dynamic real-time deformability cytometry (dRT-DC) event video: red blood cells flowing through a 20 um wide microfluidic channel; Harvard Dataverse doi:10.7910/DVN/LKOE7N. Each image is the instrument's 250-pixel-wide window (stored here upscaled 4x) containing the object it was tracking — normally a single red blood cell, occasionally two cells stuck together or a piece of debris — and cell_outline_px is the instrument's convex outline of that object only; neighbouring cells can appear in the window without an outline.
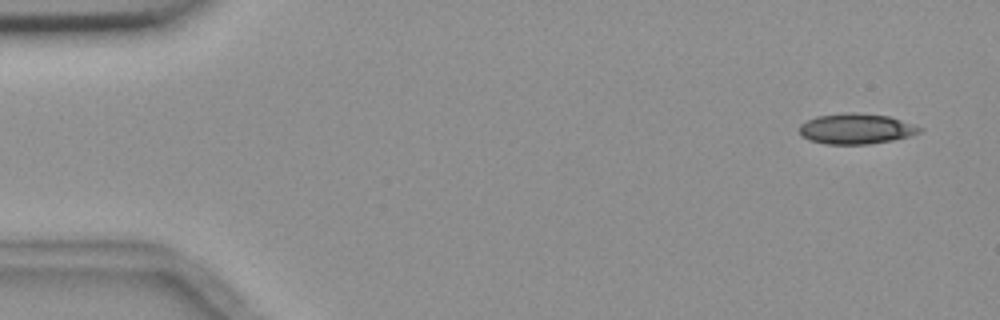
{"species": "common noctule bat (a hibernating species)", "species_latin": "Nyctalus noctula", "temperature_condition": "room temperature", "stored_images_in_passage": 6, "camera_frame_rate_fps": 3000, "um_per_image_px": 0.085, "animal": {"sex": "female", "body_mass_g": 18.4}, "frame": {"image": 1, "passage_image": 1, "time_ms": 0.0, "image_size_px": [1000, 320], "cell_outline_px": [[924, 128], [920, 132], [908, 136], [892, 140], [868, 144], [824, 144], [808, 140], [800, 136], [800, 124], [816, 116], [844, 112], [856, 112], [888, 116]], "centroid_in_image_um": [72.72, 10.94], "position_along_channel_um": 12.3, "area_um2": 21.39}}
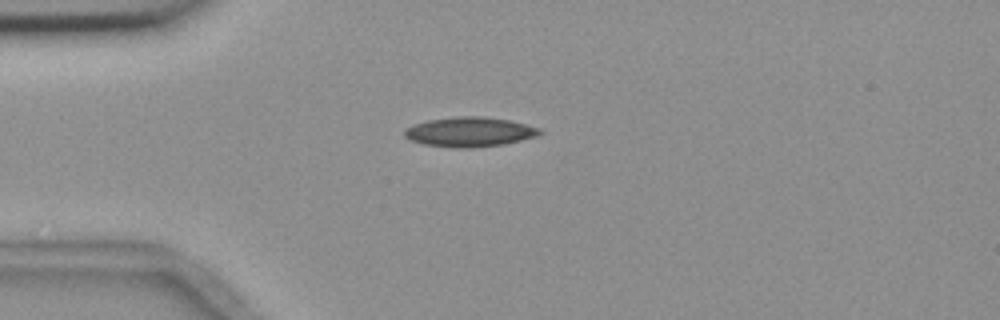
{"frame": {"image": 2, "passage_image": 4, "time_ms": 3.667, "image_size_px": [1000, 320], "cell_outline_px": [[544, 132], [536, 136], [504, 144], [468, 148], [452, 148], [424, 144], [412, 140], [404, 136], [404, 128], [428, 120], [460, 116], [484, 116], [508, 120], [540, 128]], "centroid_in_image_um": [39.91, 11.21], "position_along_channel_um": 45.1, "area_um2": 23.24}}
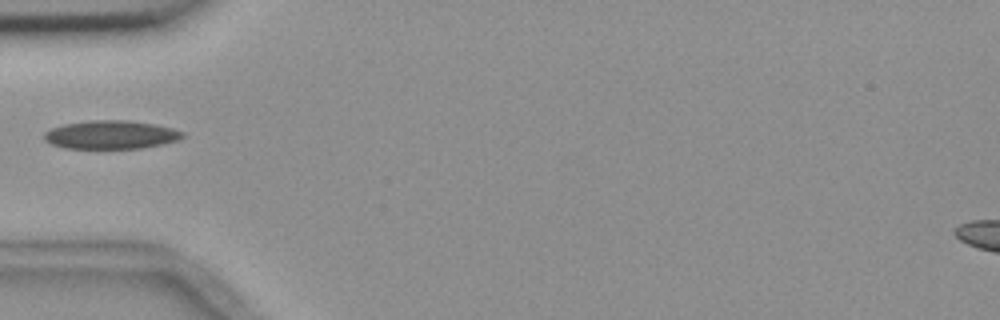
{"frame": {"image": 3, "passage_image": 5, "time_ms": 5.0, "image_size_px": [1000, 320], "cell_outline_px": [[184, 136], [180, 140], [140, 148], [64, 148], [52, 144], [44, 140], [44, 132], [52, 128], [64, 124], [88, 120], [128, 120], [152, 124], [172, 128], [184, 132]], "centroid_in_image_um": [9.41, 11.45], "position_along_channel_um": 75.6, "area_um2": 22.83}}